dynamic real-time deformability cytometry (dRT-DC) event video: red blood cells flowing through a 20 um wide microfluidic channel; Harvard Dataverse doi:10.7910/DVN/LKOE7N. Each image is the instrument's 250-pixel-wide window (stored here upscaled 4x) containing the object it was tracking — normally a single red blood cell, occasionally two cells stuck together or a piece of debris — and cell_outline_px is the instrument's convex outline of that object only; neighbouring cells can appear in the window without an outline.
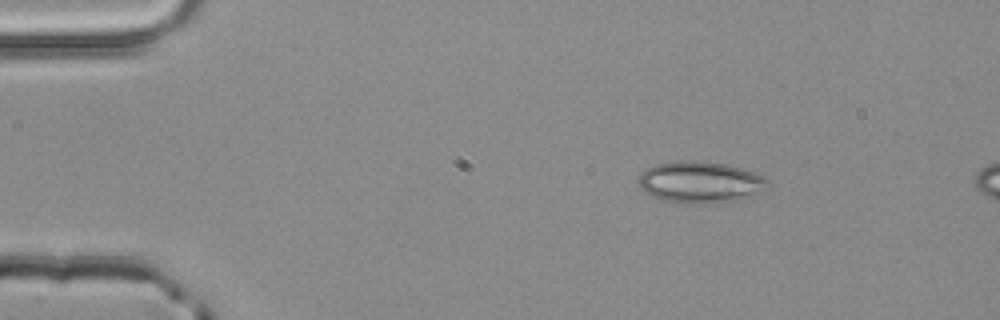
{"species": "common noctule bat (a hibernating species)", "species_latin": "Nyctalus noctula", "temperature_condition": "room temperature", "stored_images_in_passage": 2, "camera_frame_rate_fps": 3000, "um_per_image_px": 0.085, "animal": {"sex": "male", "body_mass_g": 20.4}, "frame": {"image": 1, "passage_image": 1, "time_ms": 0.0, "image_size_px": [1000, 320], "cell_outline_px": [[772, 184], [764, 192], [748, 196], [708, 204], [688, 204], [660, 200], [644, 192], [640, 188], [640, 172], [656, 164], [680, 160], [696, 160], [728, 164], [764, 176]], "centroid_in_image_um": [59.53, 15.48], "position_along_channel_um": 25.5, "area_um2": 31.5}}